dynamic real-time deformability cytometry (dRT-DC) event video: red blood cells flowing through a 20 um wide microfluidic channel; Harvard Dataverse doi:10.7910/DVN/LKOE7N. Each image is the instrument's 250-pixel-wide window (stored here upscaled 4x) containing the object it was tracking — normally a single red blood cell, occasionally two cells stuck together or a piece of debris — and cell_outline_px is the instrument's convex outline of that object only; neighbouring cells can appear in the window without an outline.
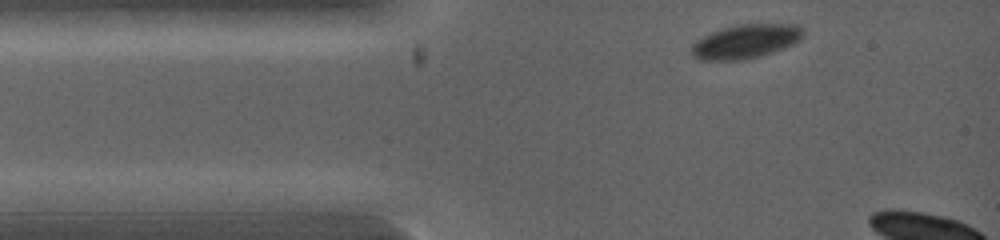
{"species": "common noctule bat (a hibernating species)", "species_latin": "Nyctalus noctula", "temperature_condition": "warm", "stored_images_in_passage": 2, "camera_frame_rate_fps": 5000, "um_per_image_px": 0.085, "animal": {"sex": "female", "body_mass_g": 19.0, "forearm_length_mm": 53.3}, "frame": {"image": 1, "passage_image": 1, "time_ms": 0.0, "image_size_px": [1000, 240], "cell_outline_px": [[804, 36], [800, 40], [784, 48], [760, 56], [744, 60], [700, 60], [692, 56], [692, 44], [696, 40], [720, 28], [736, 24], [800, 24], [804, 28]], "centroid_in_image_um": [63.41, 3.51], "position_along_channel_um": 21.6, "area_um2": 22.37}}